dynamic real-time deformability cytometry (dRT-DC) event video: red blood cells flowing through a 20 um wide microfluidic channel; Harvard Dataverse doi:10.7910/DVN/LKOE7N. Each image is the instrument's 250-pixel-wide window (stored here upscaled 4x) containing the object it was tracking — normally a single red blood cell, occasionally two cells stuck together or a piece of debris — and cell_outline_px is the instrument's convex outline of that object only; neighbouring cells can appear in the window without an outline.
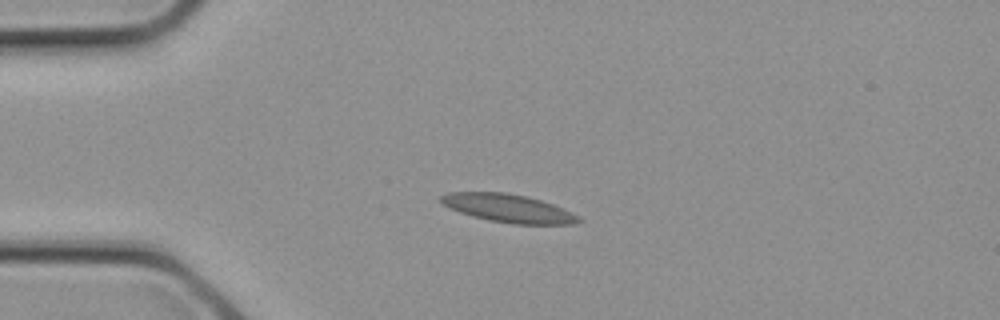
{"species": "common noctule bat (a hibernating species)", "species_latin": "Nyctalus noctula", "temperature_condition": "cold", "stored_images_in_passage": 2, "camera_frame_rate_fps": 3000, "um_per_image_px": 0.085, "animal": {"sex": "female", "body_mass_g": 21.9}, "frame": {"image": 1, "passage_image": 2, "time_ms": 0.333, "image_size_px": [1000, 320], "cell_outline_px": [[584, 220], [576, 224], [512, 224], [488, 220], [472, 216], [448, 208], [440, 200], [440, 196], [448, 192], [508, 192], [528, 196], [552, 204], [572, 212], [580, 216]], "centroid_in_image_um": [43.23, 17.7], "position_along_channel_um": 41.8, "area_um2": 22.77}}